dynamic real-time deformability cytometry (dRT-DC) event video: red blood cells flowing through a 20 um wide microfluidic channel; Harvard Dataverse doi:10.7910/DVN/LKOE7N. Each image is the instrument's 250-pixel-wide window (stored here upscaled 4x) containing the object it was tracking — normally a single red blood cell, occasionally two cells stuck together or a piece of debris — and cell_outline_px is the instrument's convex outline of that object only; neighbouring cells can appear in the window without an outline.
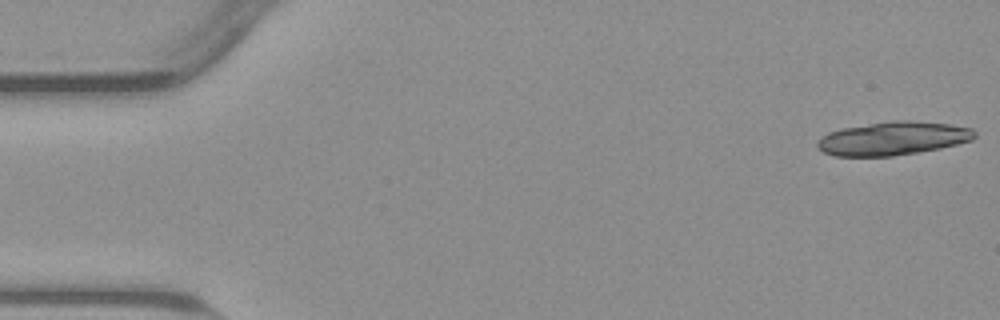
{"species": "common noctule bat (a hibernating species)", "species_latin": "Nyctalus noctula", "temperature_condition": "warm", "stored_images_in_passage": 20, "camera_frame_rate_fps": 3000, "um_per_image_px": 0.085, "animal": {"sex": "male", "body_mass_g": 23.1, "forearm_length_mm": 52.7}, "frame": {"image": 1, "passage_image": 1, "time_ms": 0.0, "image_size_px": [1000, 320], "cell_outline_px": [[976, 136], [972, 140], [940, 148], [892, 156], [832, 156], [816, 148], [816, 144], [828, 132], [844, 128], [896, 120], [904, 120], [948, 124], [972, 128], [976, 132]], "centroid_in_image_um": [75.9, 11.77], "position_along_channel_um": 9.1, "area_um2": 30.29}}